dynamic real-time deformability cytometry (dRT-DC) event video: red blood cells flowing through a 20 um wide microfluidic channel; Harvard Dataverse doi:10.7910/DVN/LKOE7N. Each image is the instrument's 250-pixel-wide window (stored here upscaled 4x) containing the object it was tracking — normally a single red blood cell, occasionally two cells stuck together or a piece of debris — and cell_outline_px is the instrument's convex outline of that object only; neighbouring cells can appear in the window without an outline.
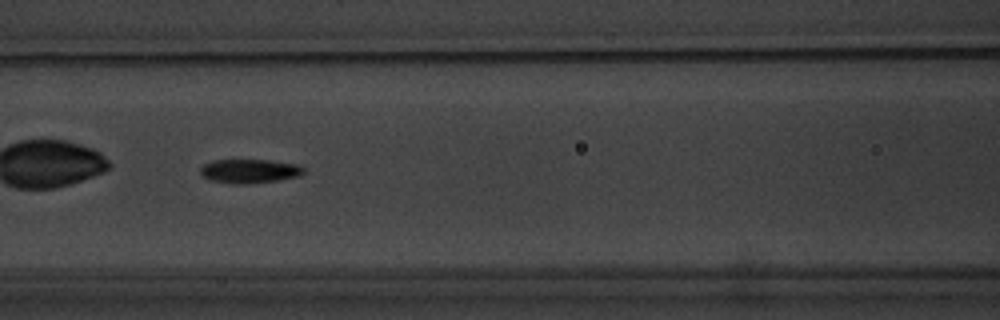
{"species": "common noctule bat (a hibernating species)", "species_latin": "Nyctalus noctula", "temperature_condition": "warm", "stored_images_in_passage": 11, "camera_frame_rate_fps": 3000, "um_per_image_px": 0.085, "animal": {"sex": "male", "body_mass_g": 20.1, "forearm_length_mm": 53.5}, "frame": {"image": 1, "passage_image": 4, "time_ms": 4.333, "image_size_px": [1000, 320], "cell_outline_px": [[304, 172], [300, 176], [276, 180], [248, 184], [232, 184], [212, 180], [204, 176], [200, 172], [200, 168], [204, 164], [212, 160], [268, 160], [296, 164], [304, 168]], "centroid_in_image_um": [21.2, 14.54], "position_along_channel_um": 145.4, "area_um2": 14.33}}
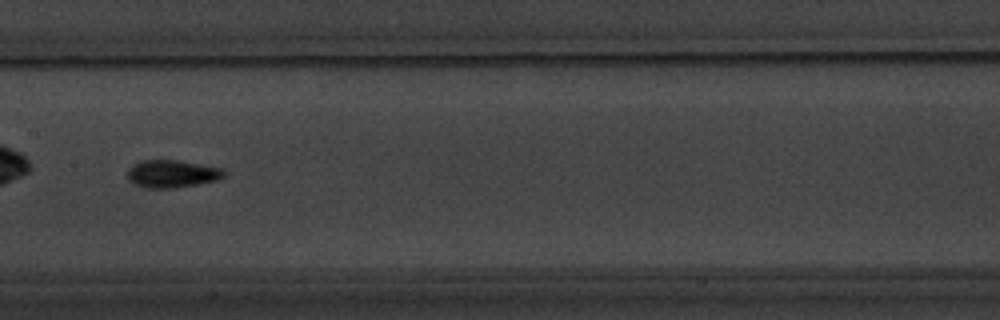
{"frame": {"image": 2, "passage_image": 5, "time_ms": 5.667, "image_size_px": [1000, 320], "cell_outline_px": [[224, 176], [216, 180], [196, 184], [172, 188], [148, 188], [136, 184], [128, 180], [128, 168], [132, 164], [140, 160], [176, 160], [224, 168]], "centroid_in_image_um": [14.59, 14.76], "position_along_channel_um": 192.8, "area_um2": 15.43}, "authors_computed_cell_mechanics": {"area_um2": 14.9124, "velocity_mm_per_s": 3.5481, "shape_relaxation_time_tau1_ms": 2.9139, "shape_relaxation_time_tau2_ms": 1.8454, "deformation_change_tau1": 0.1235, "deformation_change_tau2": 0.0436}}